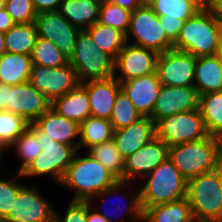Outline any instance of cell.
<instances>
[{
  "instance_id": "obj_1",
  "label": "cell",
  "mask_w": 222,
  "mask_h": 222,
  "mask_svg": "<svg viewBox=\"0 0 222 222\" xmlns=\"http://www.w3.org/2000/svg\"><path fill=\"white\" fill-rule=\"evenodd\" d=\"M61 184L75 191L71 200L89 202L116 195L118 190L129 189L132 185L130 181L118 180L88 152L85 156L76 152Z\"/></svg>"
},
{
  "instance_id": "obj_2",
  "label": "cell",
  "mask_w": 222,
  "mask_h": 222,
  "mask_svg": "<svg viewBox=\"0 0 222 222\" xmlns=\"http://www.w3.org/2000/svg\"><path fill=\"white\" fill-rule=\"evenodd\" d=\"M222 22L210 10H199L193 17L184 21L173 49L203 57L216 55Z\"/></svg>"
},
{
  "instance_id": "obj_3",
  "label": "cell",
  "mask_w": 222,
  "mask_h": 222,
  "mask_svg": "<svg viewBox=\"0 0 222 222\" xmlns=\"http://www.w3.org/2000/svg\"><path fill=\"white\" fill-rule=\"evenodd\" d=\"M194 220L222 222V167L187 180V196Z\"/></svg>"
},
{
  "instance_id": "obj_4",
  "label": "cell",
  "mask_w": 222,
  "mask_h": 222,
  "mask_svg": "<svg viewBox=\"0 0 222 222\" xmlns=\"http://www.w3.org/2000/svg\"><path fill=\"white\" fill-rule=\"evenodd\" d=\"M170 160L188 180L221 166L220 139L206 138L169 148Z\"/></svg>"
},
{
  "instance_id": "obj_5",
  "label": "cell",
  "mask_w": 222,
  "mask_h": 222,
  "mask_svg": "<svg viewBox=\"0 0 222 222\" xmlns=\"http://www.w3.org/2000/svg\"><path fill=\"white\" fill-rule=\"evenodd\" d=\"M146 176L149 178H146L144 186L139 188L142 210L187 196V179L169 157Z\"/></svg>"
},
{
  "instance_id": "obj_6",
  "label": "cell",
  "mask_w": 222,
  "mask_h": 222,
  "mask_svg": "<svg viewBox=\"0 0 222 222\" xmlns=\"http://www.w3.org/2000/svg\"><path fill=\"white\" fill-rule=\"evenodd\" d=\"M69 63L75 69L79 83L114 77L115 59L98 48L89 33L80 30Z\"/></svg>"
},
{
  "instance_id": "obj_7",
  "label": "cell",
  "mask_w": 222,
  "mask_h": 222,
  "mask_svg": "<svg viewBox=\"0 0 222 222\" xmlns=\"http://www.w3.org/2000/svg\"><path fill=\"white\" fill-rule=\"evenodd\" d=\"M131 36L135 38L134 42L130 41ZM125 38L127 43L153 49L158 53L173 49V42L162 29L159 16L146 2L131 12L130 27Z\"/></svg>"
},
{
  "instance_id": "obj_8",
  "label": "cell",
  "mask_w": 222,
  "mask_h": 222,
  "mask_svg": "<svg viewBox=\"0 0 222 222\" xmlns=\"http://www.w3.org/2000/svg\"><path fill=\"white\" fill-rule=\"evenodd\" d=\"M156 137L168 148L194 142L208 136L200 109L174 114L155 124Z\"/></svg>"
},
{
  "instance_id": "obj_9",
  "label": "cell",
  "mask_w": 222,
  "mask_h": 222,
  "mask_svg": "<svg viewBox=\"0 0 222 222\" xmlns=\"http://www.w3.org/2000/svg\"><path fill=\"white\" fill-rule=\"evenodd\" d=\"M37 138L43 147L41 153L23 173L17 172V177L50 175L54 182L61 185L68 166L78 151L73 146L55 142L49 138Z\"/></svg>"
},
{
  "instance_id": "obj_10",
  "label": "cell",
  "mask_w": 222,
  "mask_h": 222,
  "mask_svg": "<svg viewBox=\"0 0 222 222\" xmlns=\"http://www.w3.org/2000/svg\"><path fill=\"white\" fill-rule=\"evenodd\" d=\"M37 188L24 185L1 222H54L55 208Z\"/></svg>"
},
{
  "instance_id": "obj_11",
  "label": "cell",
  "mask_w": 222,
  "mask_h": 222,
  "mask_svg": "<svg viewBox=\"0 0 222 222\" xmlns=\"http://www.w3.org/2000/svg\"><path fill=\"white\" fill-rule=\"evenodd\" d=\"M29 82L51 103L79 84L75 69L70 63L55 68L33 64Z\"/></svg>"
},
{
  "instance_id": "obj_12",
  "label": "cell",
  "mask_w": 222,
  "mask_h": 222,
  "mask_svg": "<svg viewBox=\"0 0 222 222\" xmlns=\"http://www.w3.org/2000/svg\"><path fill=\"white\" fill-rule=\"evenodd\" d=\"M34 23L38 37L55 43L69 60L81 29L72 25L58 10L38 13Z\"/></svg>"
},
{
  "instance_id": "obj_13",
  "label": "cell",
  "mask_w": 222,
  "mask_h": 222,
  "mask_svg": "<svg viewBox=\"0 0 222 222\" xmlns=\"http://www.w3.org/2000/svg\"><path fill=\"white\" fill-rule=\"evenodd\" d=\"M158 56L153 49L126 42L115 59L114 77L121 83L156 72Z\"/></svg>"
},
{
  "instance_id": "obj_14",
  "label": "cell",
  "mask_w": 222,
  "mask_h": 222,
  "mask_svg": "<svg viewBox=\"0 0 222 222\" xmlns=\"http://www.w3.org/2000/svg\"><path fill=\"white\" fill-rule=\"evenodd\" d=\"M196 57L171 49L159 53L156 72L162 85L194 86Z\"/></svg>"
},
{
  "instance_id": "obj_15",
  "label": "cell",
  "mask_w": 222,
  "mask_h": 222,
  "mask_svg": "<svg viewBox=\"0 0 222 222\" xmlns=\"http://www.w3.org/2000/svg\"><path fill=\"white\" fill-rule=\"evenodd\" d=\"M199 109V95L194 86L162 85L152 119L155 124L168 116Z\"/></svg>"
},
{
  "instance_id": "obj_16",
  "label": "cell",
  "mask_w": 222,
  "mask_h": 222,
  "mask_svg": "<svg viewBox=\"0 0 222 222\" xmlns=\"http://www.w3.org/2000/svg\"><path fill=\"white\" fill-rule=\"evenodd\" d=\"M168 156L169 148L166 143L154 137L149 143L125 159L123 180L132 183L136 179L146 178V175L165 161Z\"/></svg>"
},
{
  "instance_id": "obj_17",
  "label": "cell",
  "mask_w": 222,
  "mask_h": 222,
  "mask_svg": "<svg viewBox=\"0 0 222 222\" xmlns=\"http://www.w3.org/2000/svg\"><path fill=\"white\" fill-rule=\"evenodd\" d=\"M29 127L37 137L49 138L55 142L73 146L79 151V124L59 115L51 107L35 122L29 123Z\"/></svg>"
},
{
  "instance_id": "obj_18",
  "label": "cell",
  "mask_w": 222,
  "mask_h": 222,
  "mask_svg": "<svg viewBox=\"0 0 222 222\" xmlns=\"http://www.w3.org/2000/svg\"><path fill=\"white\" fill-rule=\"evenodd\" d=\"M50 107L51 102L30 82L11 86L9 111L22 116L27 122H35Z\"/></svg>"
},
{
  "instance_id": "obj_19",
  "label": "cell",
  "mask_w": 222,
  "mask_h": 222,
  "mask_svg": "<svg viewBox=\"0 0 222 222\" xmlns=\"http://www.w3.org/2000/svg\"><path fill=\"white\" fill-rule=\"evenodd\" d=\"M161 87L157 72L121 82V89L142 117H152Z\"/></svg>"
},
{
  "instance_id": "obj_20",
  "label": "cell",
  "mask_w": 222,
  "mask_h": 222,
  "mask_svg": "<svg viewBox=\"0 0 222 222\" xmlns=\"http://www.w3.org/2000/svg\"><path fill=\"white\" fill-rule=\"evenodd\" d=\"M156 137L155 122L151 117H142L129 126L115 130L113 140L126 159Z\"/></svg>"
},
{
  "instance_id": "obj_21",
  "label": "cell",
  "mask_w": 222,
  "mask_h": 222,
  "mask_svg": "<svg viewBox=\"0 0 222 222\" xmlns=\"http://www.w3.org/2000/svg\"><path fill=\"white\" fill-rule=\"evenodd\" d=\"M87 90L91 116L109 120L121 83L115 78L90 80L81 83Z\"/></svg>"
},
{
  "instance_id": "obj_22",
  "label": "cell",
  "mask_w": 222,
  "mask_h": 222,
  "mask_svg": "<svg viewBox=\"0 0 222 222\" xmlns=\"http://www.w3.org/2000/svg\"><path fill=\"white\" fill-rule=\"evenodd\" d=\"M194 87L199 96L222 91V59L217 54L196 58Z\"/></svg>"
},
{
  "instance_id": "obj_23",
  "label": "cell",
  "mask_w": 222,
  "mask_h": 222,
  "mask_svg": "<svg viewBox=\"0 0 222 222\" xmlns=\"http://www.w3.org/2000/svg\"><path fill=\"white\" fill-rule=\"evenodd\" d=\"M51 108L59 115L78 124L91 116L89 96L81 83L68 93L56 98L51 103Z\"/></svg>"
},
{
  "instance_id": "obj_24",
  "label": "cell",
  "mask_w": 222,
  "mask_h": 222,
  "mask_svg": "<svg viewBox=\"0 0 222 222\" xmlns=\"http://www.w3.org/2000/svg\"><path fill=\"white\" fill-rule=\"evenodd\" d=\"M99 0H62L58 11L74 26L84 30L99 20Z\"/></svg>"
},
{
  "instance_id": "obj_25",
  "label": "cell",
  "mask_w": 222,
  "mask_h": 222,
  "mask_svg": "<svg viewBox=\"0 0 222 222\" xmlns=\"http://www.w3.org/2000/svg\"><path fill=\"white\" fill-rule=\"evenodd\" d=\"M32 65L30 55L6 52L0 57V83L14 86L29 82Z\"/></svg>"
},
{
  "instance_id": "obj_26",
  "label": "cell",
  "mask_w": 222,
  "mask_h": 222,
  "mask_svg": "<svg viewBox=\"0 0 222 222\" xmlns=\"http://www.w3.org/2000/svg\"><path fill=\"white\" fill-rule=\"evenodd\" d=\"M194 217L188 198H182L143 210L142 222H193Z\"/></svg>"
},
{
  "instance_id": "obj_27",
  "label": "cell",
  "mask_w": 222,
  "mask_h": 222,
  "mask_svg": "<svg viewBox=\"0 0 222 222\" xmlns=\"http://www.w3.org/2000/svg\"><path fill=\"white\" fill-rule=\"evenodd\" d=\"M114 129L109 120L90 116L79 124V149L87 147V151L95 145L113 139Z\"/></svg>"
},
{
  "instance_id": "obj_28",
  "label": "cell",
  "mask_w": 222,
  "mask_h": 222,
  "mask_svg": "<svg viewBox=\"0 0 222 222\" xmlns=\"http://www.w3.org/2000/svg\"><path fill=\"white\" fill-rule=\"evenodd\" d=\"M199 109L208 135L222 137V91L200 95Z\"/></svg>"
},
{
  "instance_id": "obj_29",
  "label": "cell",
  "mask_w": 222,
  "mask_h": 222,
  "mask_svg": "<svg viewBox=\"0 0 222 222\" xmlns=\"http://www.w3.org/2000/svg\"><path fill=\"white\" fill-rule=\"evenodd\" d=\"M85 30L89 33L96 46L114 59L117 58L126 43L125 35L121 31L111 26L103 25L98 21Z\"/></svg>"
},
{
  "instance_id": "obj_30",
  "label": "cell",
  "mask_w": 222,
  "mask_h": 222,
  "mask_svg": "<svg viewBox=\"0 0 222 222\" xmlns=\"http://www.w3.org/2000/svg\"><path fill=\"white\" fill-rule=\"evenodd\" d=\"M37 37V30L34 22L15 24L5 32L6 51L30 55Z\"/></svg>"
},
{
  "instance_id": "obj_31",
  "label": "cell",
  "mask_w": 222,
  "mask_h": 222,
  "mask_svg": "<svg viewBox=\"0 0 222 222\" xmlns=\"http://www.w3.org/2000/svg\"><path fill=\"white\" fill-rule=\"evenodd\" d=\"M95 159L105 166L118 180H123L125 172V158L117 149L112 139L88 150Z\"/></svg>"
},
{
  "instance_id": "obj_32",
  "label": "cell",
  "mask_w": 222,
  "mask_h": 222,
  "mask_svg": "<svg viewBox=\"0 0 222 222\" xmlns=\"http://www.w3.org/2000/svg\"><path fill=\"white\" fill-rule=\"evenodd\" d=\"M30 57L34 65L50 68L64 66L69 63L68 58L55 43L42 37H37Z\"/></svg>"
},
{
  "instance_id": "obj_33",
  "label": "cell",
  "mask_w": 222,
  "mask_h": 222,
  "mask_svg": "<svg viewBox=\"0 0 222 222\" xmlns=\"http://www.w3.org/2000/svg\"><path fill=\"white\" fill-rule=\"evenodd\" d=\"M14 148L18 157L22 160L17 172L23 173L35 158L41 153L43 147L36 133L28 128L12 143L9 149Z\"/></svg>"
},
{
  "instance_id": "obj_34",
  "label": "cell",
  "mask_w": 222,
  "mask_h": 222,
  "mask_svg": "<svg viewBox=\"0 0 222 222\" xmlns=\"http://www.w3.org/2000/svg\"><path fill=\"white\" fill-rule=\"evenodd\" d=\"M146 3L158 16L183 21L193 17L199 9L189 0H148Z\"/></svg>"
},
{
  "instance_id": "obj_35",
  "label": "cell",
  "mask_w": 222,
  "mask_h": 222,
  "mask_svg": "<svg viewBox=\"0 0 222 222\" xmlns=\"http://www.w3.org/2000/svg\"><path fill=\"white\" fill-rule=\"evenodd\" d=\"M140 118H142V115H140L126 93L121 89L117 94L109 119L114 131L129 126Z\"/></svg>"
},
{
  "instance_id": "obj_36",
  "label": "cell",
  "mask_w": 222,
  "mask_h": 222,
  "mask_svg": "<svg viewBox=\"0 0 222 222\" xmlns=\"http://www.w3.org/2000/svg\"><path fill=\"white\" fill-rule=\"evenodd\" d=\"M28 126L29 122L22 116L10 111H0V142L9 149Z\"/></svg>"
},
{
  "instance_id": "obj_37",
  "label": "cell",
  "mask_w": 222,
  "mask_h": 222,
  "mask_svg": "<svg viewBox=\"0 0 222 222\" xmlns=\"http://www.w3.org/2000/svg\"><path fill=\"white\" fill-rule=\"evenodd\" d=\"M131 12L109 2H102L98 22L121 31L125 36L130 27Z\"/></svg>"
},
{
  "instance_id": "obj_38",
  "label": "cell",
  "mask_w": 222,
  "mask_h": 222,
  "mask_svg": "<svg viewBox=\"0 0 222 222\" xmlns=\"http://www.w3.org/2000/svg\"><path fill=\"white\" fill-rule=\"evenodd\" d=\"M5 9L15 24L34 22L38 14L32 0H5Z\"/></svg>"
},
{
  "instance_id": "obj_39",
  "label": "cell",
  "mask_w": 222,
  "mask_h": 222,
  "mask_svg": "<svg viewBox=\"0 0 222 222\" xmlns=\"http://www.w3.org/2000/svg\"><path fill=\"white\" fill-rule=\"evenodd\" d=\"M23 184L17 183L13 178L1 179L0 177V221L9 213Z\"/></svg>"
},
{
  "instance_id": "obj_40",
  "label": "cell",
  "mask_w": 222,
  "mask_h": 222,
  "mask_svg": "<svg viewBox=\"0 0 222 222\" xmlns=\"http://www.w3.org/2000/svg\"><path fill=\"white\" fill-rule=\"evenodd\" d=\"M138 190L137 192L135 191V194L131 196L130 195H126V197H130V201H127L128 203H126L127 205L123 207L117 205L116 207V211H119L120 213V209L123 208V211H125L128 215V217H133L134 220H136L137 222H142L143 220V210H142V207H141V202H140V190L139 189H136ZM94 209L99 212L101 215H103L109 222H125L123 220V218H121V220H113L112 215L111 214H108V213H112V212H109V211H104V212H101V210H97L98 208L94 207ZM112 211V210H111ZM115 211V212H116ZM111 215V216H109ZM115 217V216H114Z\"/></svg>"
},
{
  "instance_id": "obj_41",
  "label": "cell",
  "mask_w": 222,
  "mask_h": 222,
  "mask_svg": "<svg viewBox=\"0 0 222 222\" xmlns=\"http://www.w3.org/2000/svg\"><path fill=\"white\" fill-rule=\"evenodd\" d=\"M54 222H87V201L70 200L63 217L55 210Z\"/></svg>"
},
{
  "instance_id": "obj_42",
  "label": "cell",
  "mask_w": 222,
  "mask_h": 222,
  "mask_svg": "<svg viewBox=\"0 0 222 222\" xmlns=\"http://www.w3.org/2000/svg\"><path fill=\"white\" fill-rule=\"evenodd\" d=\"M159 20L166 36L174 43L179 37L184 21L177 18H166V15L159 16Z\"/></svg>"
},
{
  "instance_id": "obj_43",
  "label": "cell",
  "mask_w": 222,
  "mask_h": 222,
  "mask_svg": "<svg viewBox=\"0 0 222 222\" xmlns=\"http://www.w3.org/2000/svg\"><path fill=\"white\" fill-rule=\"evenodd\" d=\"M37 13L56 11L62 0H32Z\"/></svg>"
},
{
  "instance_id": "obj_44",
  "label": "cell",
  "mask_w": 222,
  "mask_h": 222,
  "mask_svg": "<svg viewBox=\"0 0 222 222\" xmlns=\"http://www.w3.org/2000/svg\"><path fill=\"white\" fill-rule=\"evenodd\" d=\"M11 85L0 83V111H9V91Z\"/></svg>"
},
{
  "instance_id": "obj_45",
  "label": "cell",
  "mask_w": 222,
  "mask_h": 222,
  "mask_svg": "<svg viewBox=\"0 0 222 222\" xmlns=\"http://www.w3.org/2000/svg\"><path fill=\"white\" fill-rule=\"evenodd\" d=\"M145 1L144 0H119V1H109V3L119 5L122 8L133 12L138 9Z\"/></svg>"
},
{
  "instance_id": "obj_46",
  "label": "cell",
  "mask_w": 222,
  "mask_h": 222,
  "mask_svg": "<svg viewBox=\"0 0 222 222\" xmlns=\"http://www.w3.org/2000/svg\"><path fill=\"white\" fill-rule=\"evenodd\" d=\"M15 23L12 20V17L3 9L0 11V32H7L11 27H13Z\"/></svg>"
},
{
  "instance_id": "obj_47",
  "label": "cell",
  "mask_w": 222,
  "mask_h": 222,
  "mask_svg": "<svg viewBox=\"0 0 222 222\" xmlns=\"http://www.w3.org/2000/svg\"><path fill=\"white\" fill-rule=\"evenodd\" d=\"M89 201H87V222H109L103 215L93 208Z\"/></svg>"
},
{
  "instance_id": "obj_48",
  "label": "cell",
  "mask_w": 222,
  "mask_h": 222,
  "mask_svg": "<svg viewBox=\"0 0 222 222\" xmlns=\"http://www.w3.org/2000/svg\"><path fill=\"white\" fill-rule=\"evenodd\" d=\"M210 11L219 21L222 22V0H213Z\"/></svg>"
},
{
  "instance_id": "obj_49",
  "label": "cell",
  "mask_w": 222,
  "mask_h": 222,
  "mask_svg": "<svg viewBox=\"0 0 222 222\" xmlns=\"http://www.w3.org/2000/svg\"><path fill=\"white\" fill-rule=\"evenodd\" d=\"M199 10H210L213 0H189Z\"/></svg>"
},
{
  "instance_id": "obj_50",
  "label": "cell",
  "mask_w": 222,
  "mask_h": 222,
  "mask_svg": "<svg viewBox=\"0 0 222 222\" xmlns=\"http://www.w3.org/2000/svg\"><path fill=\"white\" fill-rule=\"evenodd\" d=\"M6 47H5V33L0 32V57L5 54Z\"/></svg>"
},
{
  "instance_id": "obj_51",
  "label": "cell",
  "mask_w": 222,
  "mask_h": 222,
  "mask_svg": "<svg viewBox=\"0 0 222 222\" xmlns=\"http://www.w3.org/2000/svg\"><path fill=\"white\" fill-rule=\"evenodd\" d=\"M5 151L9 152V149L0 142V163H1V160H2V156H3L2 154Z\"/></svg>"
},
{
  "instance_id": "obj_52",
  "label": "cell",
  "mask_w": 222,
  "mask_h": 222,
  "mask_svg": "<svg viewBox=\"0 0 222 222\" xmlns=\"http://www.w3.org/2000/svg\"><path fill=\"white\" fill-rule=\"evenodd\" d=\"M217 53H222V31H221L220 37H219V47H218Z\"/></svg>"
},
{
  "instance_id": "obj_53",
  "label": "cell",
  "mask_w": 222,
  "mask_h": 222,
  "mask_svg": "<svg viewBox=\"0 0 222 222\" xmlns=\"http://www.w3.org/2000/svg\"><path fill=\"white\" fill-rule=\"evenodd\" d=\"M220 139V157H221V167H222V137Z\"/></svg>"
},
{
  "instance_id": "obj_54",
  "label": "cell",
  "mask_w": 222,
  "mask_h": 222,
  "mask_svg": "<svg viewBox=\"0 0 222 222\" xmlns=\"http://www.w3.org/2000/svg\"><path fill=\"white\" fill-rule=\"evenodd\" d=\"M5 9V0H0V11Z\"/></svg>"
},
{
  "instance_id": "obj_55",
  "label": "cell",
  "mask_w": 222,
  "mask_h": 222,
  "mask_svg": "<svg viewBox=\"0 0 222 222\" xmlns=\"http://www.w3.org/2000/svg\"><path fill=\"white\" fill-rule=\"evenodd\" d=\"M99 1L102 3V2L119 1V0H99Z\"/></svg>"
},
{
  "instance_id": "obj_56",
  "label": "cell",
  "mask_w": 222,
  "mask_h": 222,
  "mask_svg": "<svg viewBox=\"0 0 222 222\" xmlns=\"http://www.w3.org/2000/svg\"><path fill=\"white\" fill-rule=\"evenodd\" d=\"M217 55L222 59V53H217Z\"/></svg>"
}]
</instances>
